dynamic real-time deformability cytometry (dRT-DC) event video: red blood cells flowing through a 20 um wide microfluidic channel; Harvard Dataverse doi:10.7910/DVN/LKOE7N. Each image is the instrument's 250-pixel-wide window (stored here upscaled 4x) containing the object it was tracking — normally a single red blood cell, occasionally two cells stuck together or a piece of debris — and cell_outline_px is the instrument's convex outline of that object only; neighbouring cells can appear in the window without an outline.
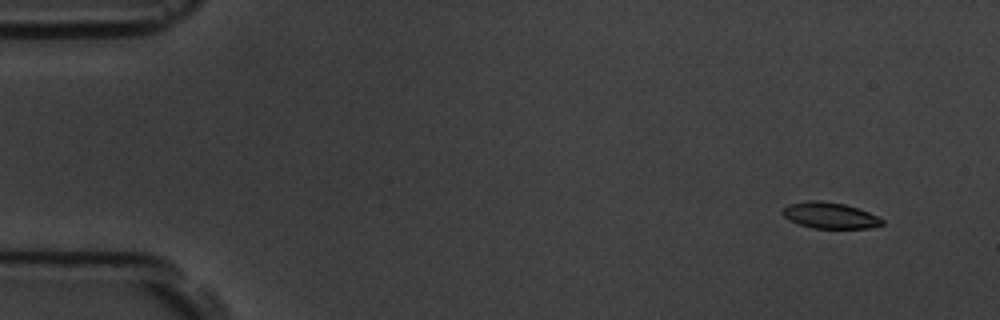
{"species": "common noctule bat (a hibernating species)", "species_latin": "Nyctalus noctula", "temperature_condition": "room temperature", "stored_images_in_passage": 5, "camera_frame_rate_fps": 3000, "um_per_image_px": 0.085, "animal": {"sex": "male", "body_mass_g": 19.5, "forearm_length_mm": 54.6}, "frame": {"image": 1, "passage_image": 1, "time_ms": 0.0, "image_size_px": [1000, 320], "cell_outline_px": [[884, 224], [872, 228], [812, 228], [800, 224], [784, 216], [780, 212], [788, 204], [808, 200], [820, 200], [844, 204], [868, 212], [884, 220]], "centroid_in_image_um": [70.54, 18.31], "position_along_channel_um": 14.5, "area_um2": 15.03}}
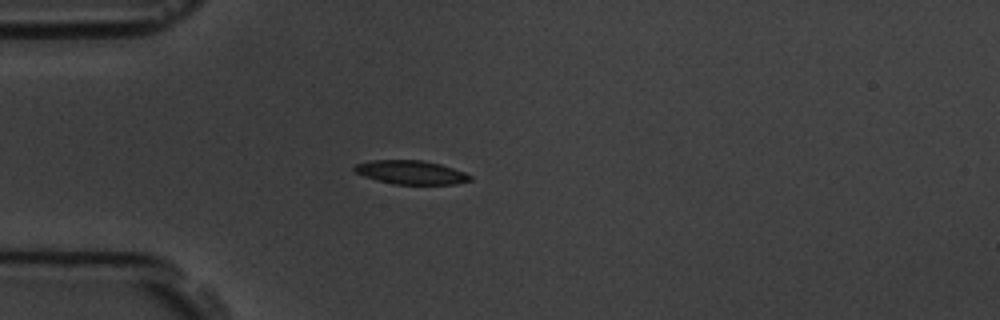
{"frame": {"image": 2, "passage_image": 4, "time_ms": 3.667, "image_size_px": [1000, 320], "cell_outline_px": [[472, 180], [452, 184], [392, 184], [376, 180], [364, 176], [356, 172], [352, 168], [356, 164], [372, 160], [424, 160], [440, 164], [464, 172], [472, 176]], "centroid_in_image_um": [34.92, 14.65], "position_along_channel_um": 50.1, "area_um2": 15.95}}